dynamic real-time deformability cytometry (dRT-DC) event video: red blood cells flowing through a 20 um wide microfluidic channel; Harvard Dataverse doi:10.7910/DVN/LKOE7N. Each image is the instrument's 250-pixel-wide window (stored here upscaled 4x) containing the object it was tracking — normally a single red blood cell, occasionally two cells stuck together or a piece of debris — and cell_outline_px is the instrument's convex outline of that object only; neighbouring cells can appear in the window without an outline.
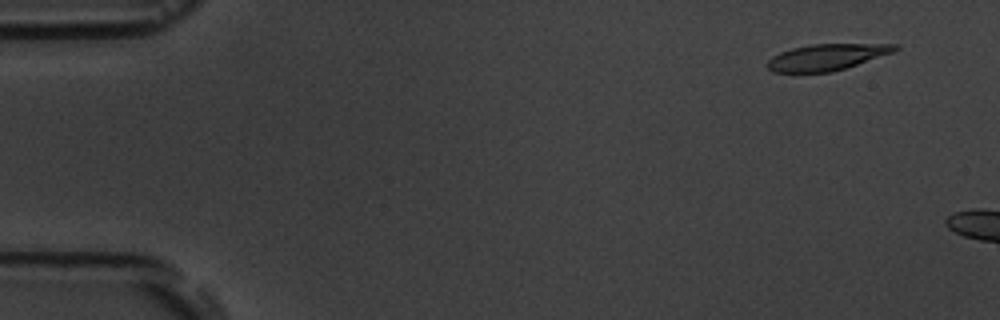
{"species": "common noctule bat (a hibernating species)", "species_latin": "Nyctalus noctula", "temperature_condition": "room temperature", "stored_images_in_passage": 5, "camera_frame_rate_fps": 3000, "um_per_image_px": 0.085, "animal": {"sex": "male", "body_mass_g": 19.5, "forearm_length_mm": 54.6}, "frame": {"image": 1, "passage_image": 1, "time_ms": 0.0, "image_size_px": [1000, 320], "cell_outline_px": [[900, 48], [892, 52], [832, 72], [772, 72], [764, 64], [772, 56], [780, 52], [792, 48], [812, 44], [896, 44]], "centroid_in_image_um": [70.2, 4.85], "position_along_channel_um": 14.8, "area_um2": 19.31}}